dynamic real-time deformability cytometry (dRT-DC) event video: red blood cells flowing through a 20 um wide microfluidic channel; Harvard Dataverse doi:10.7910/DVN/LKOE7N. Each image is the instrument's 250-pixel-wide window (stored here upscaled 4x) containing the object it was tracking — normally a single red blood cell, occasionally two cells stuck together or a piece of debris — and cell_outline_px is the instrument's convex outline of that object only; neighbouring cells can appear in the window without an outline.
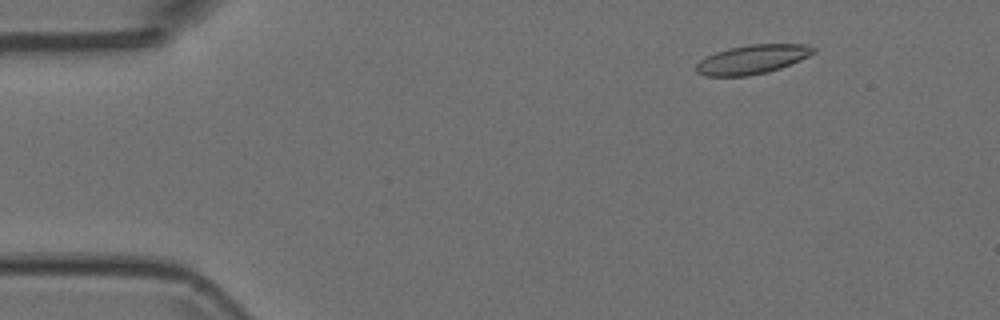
{"species": "Egyptian fruit bat (a non-hibernating species)", "species_latin": "Rousettus aegyptiacus", "temperature_condition": "room temperature", "stored_images_in_passage": 5, "camera_frame_rate_fps": 3000, "um_per_image_px": 0.085, "animal": {"sex": "female"}, "frame": {"image": 1, "passage_image": 2, "time_ms": 0.333, "image_size_px": [1000, 320], "cell_outline_px": [[816, 52], [800, 60], [780, 68], [768, 72], [748, 76], [704, 76], [696, 72], [696, 64], [700, 60], [716, 52], [728, 48], [752, 44], [804, 44], [816, 48]], "centroid_in_image_um": [63.94, 5.05], "position_along_channel_um": 21.1, "area_um2": 19.83}}
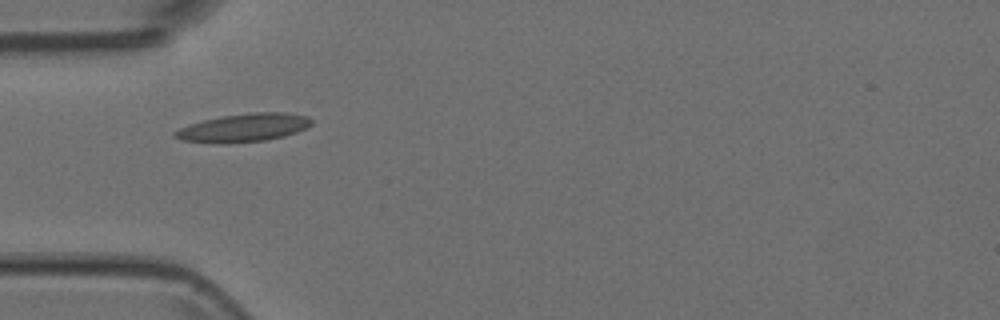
{"frame": {"image": 2, "passage_image": 5, "time_ms": 1.333, "image_size_px": [1000, 320], "cell_outline_px": [[312, 124], [296, 132], [284, 136], [264, 140], [228, 144], [216, 144], [180, 140], [172, 136], [172, 132], [188, 124], [204, 120], [224, 116], [252, 112], [284, 112], [308, 116], [312, 120]], "centroid_in_image_um": [20.66, 10.87], "position_along_channel_um": 64.3, "area_um2": 22.6}}